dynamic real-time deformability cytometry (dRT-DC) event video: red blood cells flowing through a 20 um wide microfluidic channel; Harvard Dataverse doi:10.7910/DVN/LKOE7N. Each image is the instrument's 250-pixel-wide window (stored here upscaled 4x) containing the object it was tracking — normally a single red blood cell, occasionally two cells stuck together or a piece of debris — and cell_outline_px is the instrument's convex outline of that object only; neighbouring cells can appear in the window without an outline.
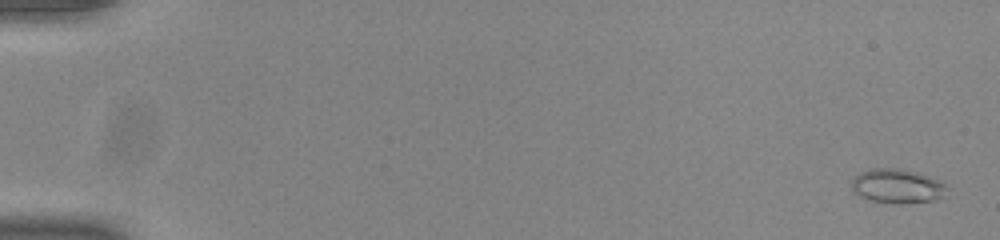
{"species": "common noctule bat (a hibernating species)", "species_latin": "Nyctalus noctula", "temperature_condition": "room temperature", "stored_images_in_passage": 54, "camera_frame_rate_fps": 3000, "um_per_image_px": 0.085, "animal": {"sex": "male", "body_mass_g": 20.0, "forearm_length_mm": 53.3}, "frame": {"image": 1, "passage_image": 2, "time_ms": 0.333, "image_size_px": [1000, 240], "cell_outline_px": [[948, 196], [936, 200], [900, 204], [892, 204], [868, 200], [860, 196], [852, 188], [852, 180], [860, 172], [872, 168], [900, 168], [916, 172], [936, 180], [944, 184], [948, 188]], "centroid_in_image_um": [76.29, 15.84], "position_along_channel_um": 8.7, "area_um2": 19.19}}
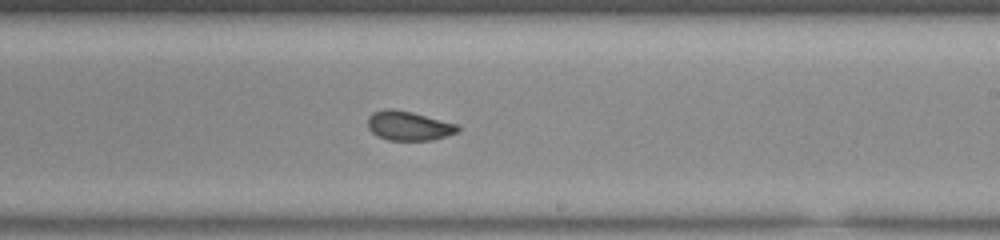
{"frame": {"image": 2, "passage_image": 34, "time_ms": 11.0, "image_size_px": [1000, 240], "cell_outline_px": [[460, 128], [456, 132], [432, 140], [388, 140], [376, 136], [368, 128], [368, 116], [372, 112], [384, 108], [392, 108], [412, 112], [456, 124]], "centroid_in_image_um": [34.67, 10.68], "position_along_channel_um": 254.3, "area_um2": 15.32}}
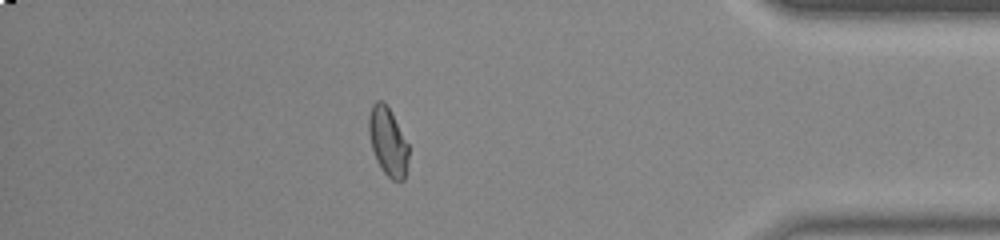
{"frame": {"image": 3, "passage_image": 48, "time_ms": 15.667, "image_size_px": [1000, 240], "cell_outline_px": [[408, 160], [404, 180], [392, 180], [380, 168], [376, 160], [372, 148], [368, 132], [368, 116], [372, 104], [376, 100], [384, 100], [408, 144]], "centroid_in_image_um": [32.94, 12.02], "position_along_channel_um": 402.3, "area_um2": 15.78}, "authors_computed_cell_mechanics": {"area_um2": 16.0106, "velocity_mm_per_s": 3.8917, "shape_relaxation_time_tau1_ms": 5.5738, "shape_relaxation_time_tau2_ms": 0.9646, "deformation_change_tau1": 0.1416, "deformation_change_tau2": 0.049}}